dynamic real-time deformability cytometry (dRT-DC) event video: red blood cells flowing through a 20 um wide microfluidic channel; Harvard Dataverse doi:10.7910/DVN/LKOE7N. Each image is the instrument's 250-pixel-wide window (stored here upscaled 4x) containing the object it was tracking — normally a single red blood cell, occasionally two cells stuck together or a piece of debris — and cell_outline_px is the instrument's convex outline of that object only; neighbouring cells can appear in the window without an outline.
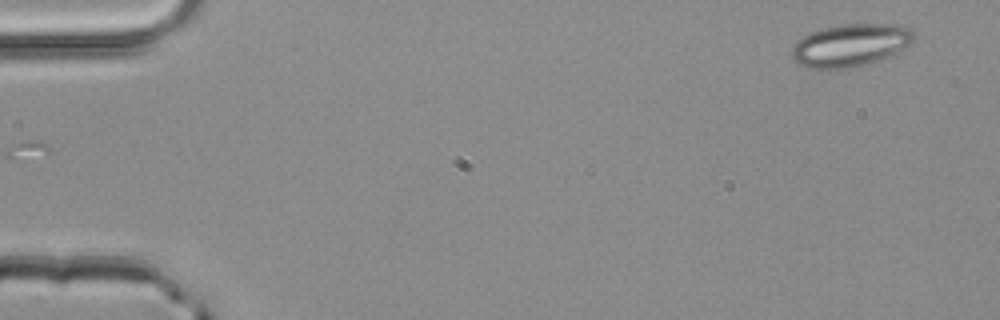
{"species": "common noctule bat (a hibernating species)", "species_latin": "Nyctalus noctula", "temperature_condition": "room temperature", "stored_images_in_passage": 48, "camera_frame_rate_fps": 3000, "um_per_image_px": 0.085, "animal": {"sex": "male", "body_mass_g": 20.4}, "frame": {"image": 1, "passage_image": 1, "time_ms": 0.0, "image_size_px": [1000, 320], "cell_outline_px": [[912, 40], [908, 44], [896, 52], [888, 56], [876, 60], [860, 64], [840, 68], [812, 68], [796, 64], [792, 60], [792, 44], [796, 40], [820, 28], [844, 24], [904, 24], [912, 32]], "centroid_in_image_um": [72.21, 3.81], "position_along_channel_um": 12.8, "area_um2": 29.77}}
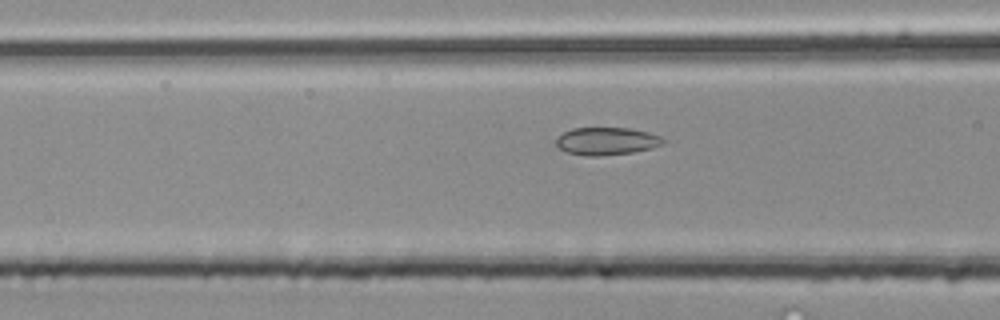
{"frame": {"image": 2, "passage_image": 18, "time_ms": 5.667, "image_size_px": [1000, 320], "cell_outline_px": [[668, 140], [664, 144], [652, 148], [632, 152], [600, 156], [588, 156], [564, 152], [556, 144], [556, 140], [564, 132], [572, 128], [628, 128], [648, 132], [660, 136]], "centroid_in_image_um": [51.59, 12.0], "position_along_channel_um": 115.0, "area_um2": 17.28}}
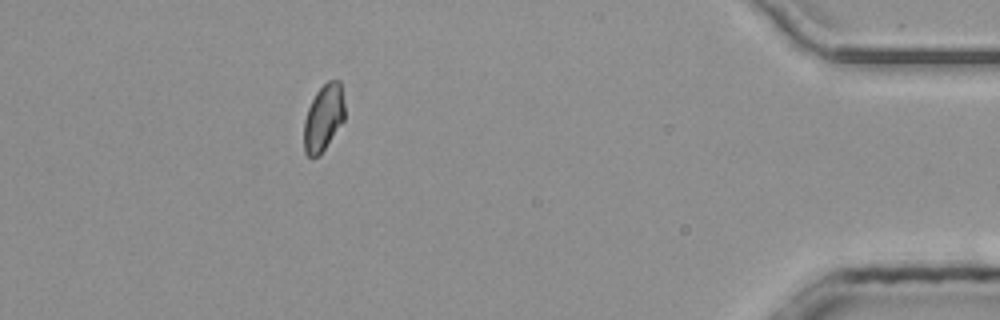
{"frame": {"image": 3, "passage_image": 43, "time_ms": 14.0, "image_size_px": [1000, 320], "cell_outline_px": [[344, 120], [324, 148], [312, 160], [304, 152], [304, 120], [308, 108], [316, 92], [328, 80], [340, 80], [344, 104]], "centroid_in_image_um": [27.48, 9.99], "position_along_channel_um": 407.7, "area_um2": 15.61}, "authors_computed_cell_mechanics": {"area_um2": 16.8198, "velocity_mm_per_s": 4.1735, "shape_relaxation_time_tau1_ms": null, "shape_relaxation_time_tau2_ms": 0.6849, "deformation_change_tau1": null, "deformation_change_tau2": 0.059}}